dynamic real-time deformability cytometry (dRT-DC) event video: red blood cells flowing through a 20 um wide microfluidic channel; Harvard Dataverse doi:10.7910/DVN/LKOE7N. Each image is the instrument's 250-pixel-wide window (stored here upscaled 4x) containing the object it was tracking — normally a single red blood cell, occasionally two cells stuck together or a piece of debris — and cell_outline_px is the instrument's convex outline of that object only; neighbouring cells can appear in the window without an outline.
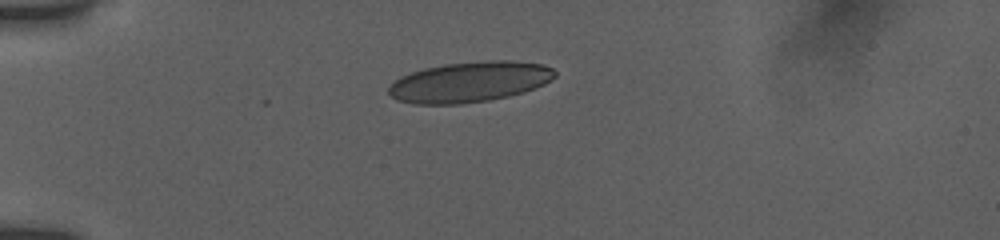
{"species": "human", "species_latin": "Homo sapiens", "temperature_condition": "room temperature", "stored_images_in_passage": 5, "camera_frame_rate_fps": 3000, "um_per_image_px": 0.085, "donor": {"sex": "female"}, "frame": {"image": 1, "passage_image": 1, "time_ms": 0.0, "image_size_px": [1000, 240], "cell_outline_px": [[556, 76], [544, 84], [524, 92], [508, 96], [488, 100], [460, 104], [412, 104], [396, 100], [388, 92], [388, 88], [400, 76], [424, 68], [444, 64], [488, 60], [512, 60], [544, 64], [552, 68], [556, 72]], "centroid_in_image_um": [39.92, 6.96], "position_along_channel_um": 45.1, "area_um2": 39.3}}
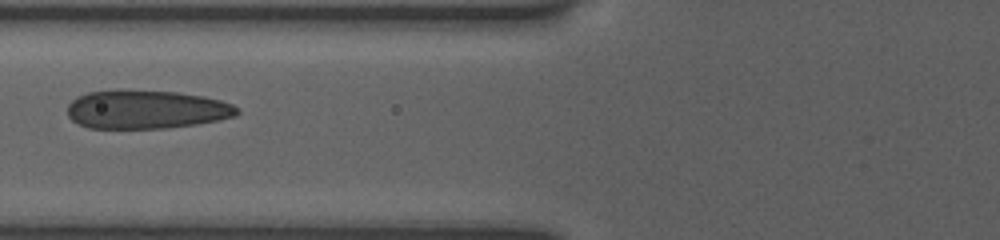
{"frame": {"image": 2, "passage_image": 4, "time_ms": 2.667, "image_size_px": [1000, 240], "cell_outline_px": [[240, 112], [236, 116], [196, 124], [168, 128], [88, 128], [76, 124], [68, 116], [68, 104], [76, 96], [88, 92], [116, 88], [120, 88], [176, 92], [204, 96], [220, 100], [232, 104]], "centroid_in_image_um": [12.37, 9.28], "position_along_channel_um": 113.4, "area_um2": 38.78}}